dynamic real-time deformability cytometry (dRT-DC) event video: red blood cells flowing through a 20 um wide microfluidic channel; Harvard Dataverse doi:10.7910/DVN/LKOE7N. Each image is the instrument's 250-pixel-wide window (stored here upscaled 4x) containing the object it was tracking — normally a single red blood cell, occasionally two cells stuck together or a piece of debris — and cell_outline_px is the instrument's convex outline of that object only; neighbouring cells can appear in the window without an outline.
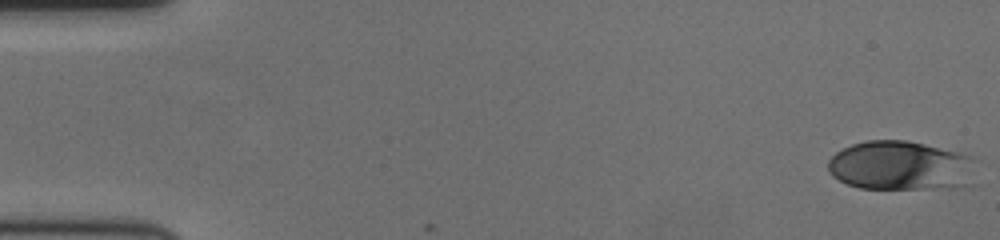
{"species": "human", "species_latin": "Homo sapiens", "temperature_condition": "cold", "stored_images_in_passage": 58, "camera_frame_rate_fps": 3000, "um_per_image_px": 0.085, "donor": {"sex": "female"}, "frame": {"image": 1, "passage_image": 1, "time_ms": 0.0, "image_size_px": [1000, 240], "cell_outline_px": [[972, 156], [964, 184], [952, 188], [860, 188], [848, 184], [832, 176], [828, 172], [828, 160], [836, 152], [852, 144], [868, 140], [908, 140]], "centroid_in_image_um": [76.4, 14.06], "position_along_channel_um": 8.6, "area_um2": 41.44}}
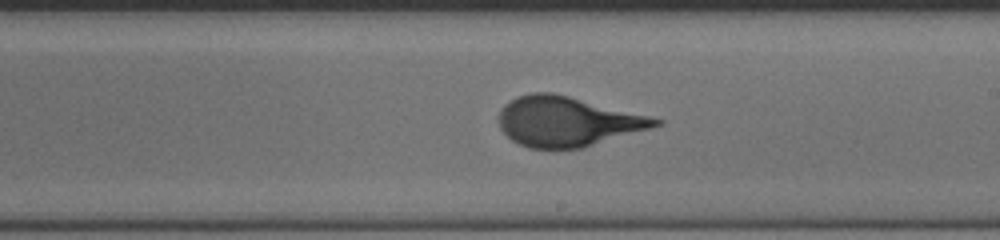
{"frame": {"image": 2, "passage_image": 34, "time_ms": 11.0, "image_size_px": [1000, 240], "cell_outline_px": [[664, 124], [652, 128], [584, 148], [528, 148], [512, 140], [500, 128], [500, 112], [504, 104], [516, 96], [532, 92], [552, 92], [664, 120]], "centroid_in_image_um": [48.23, 10.33], "position_along_channel_um": 240.8, "area_um2": 45.14}}
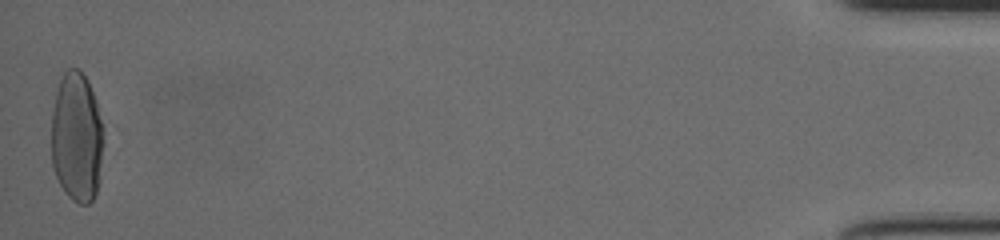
{"frame": {"image": 3, "passage_image": 58, "time_ms": 19.0, "image_size_px": [1000, 240], "cell_outline_px": [[104, 140], [100, 176], [96, 192], [92, 200], [88, 204], [80, 204], [72, 200], [64, 192], [56, 176], [52, 164], [52, 112], [56, 92], [60, 80], [64, 72], [68, 68], [80, 68], [88, 80], [96, 100], [104, 128]], "centroid_in_image_um": [6.55, 11.66], "position_along_channel_um": 428.7, "area_um2": 40.11}, "authors_computed_cell_mechanics": {"area_um2": 43.4945, "velocity_mm_per_s": 3.5368, "shape_relaxation_time_tau1_ms": 5.6116, "shape_relaxation_time_tau2_ms": null, "deformation_change_tau1": 0.2122, "deformation_change_tau2": null}}